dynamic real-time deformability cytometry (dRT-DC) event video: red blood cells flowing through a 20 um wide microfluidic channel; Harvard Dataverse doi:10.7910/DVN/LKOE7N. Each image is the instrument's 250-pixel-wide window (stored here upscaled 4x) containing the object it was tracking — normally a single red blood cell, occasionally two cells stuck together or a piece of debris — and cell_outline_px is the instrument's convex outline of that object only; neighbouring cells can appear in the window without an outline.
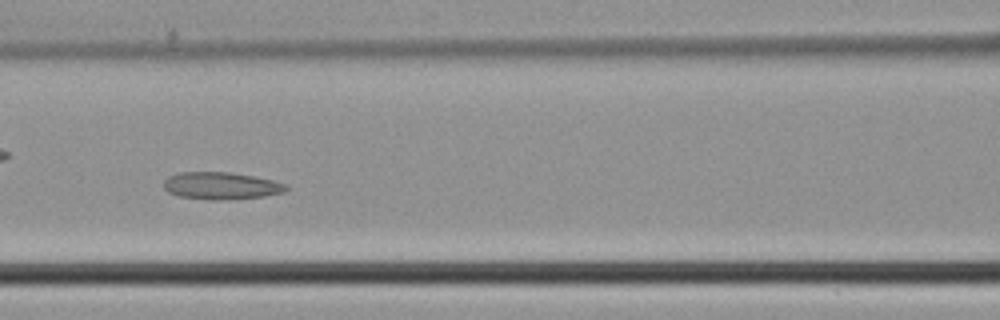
{"species": "common noctule bat (a hibernating species)", "species_latin": "Nyctalus noctula", "temperature_condition": "cold", "stored_images_in_passage": 47, "camera_frame_rate_fps": 3000, "um_per_image_px": 0.085, "animal": {"sex": "male", "body_mass_g": 21.5, "forearm_length_mm": 52.0}, "frame": {"image": 1, "passage_image": 21, "time_ms": 6.667, "image_size_px": [1000, 320], "cell_outline_px": [[288, 188], [284, 192], [264, 196], [236, 200], [212, 200], [180, 196], [168, 192], [164, 188], [164, 180], [168, 176], [180, 172], [228, 172], [252, 176], [272, 180], [288, 184]], "centroid_in_image_um": [18.81, 15.8], "position_along_channel_um": 147.8, "area_um2": 19.54}}
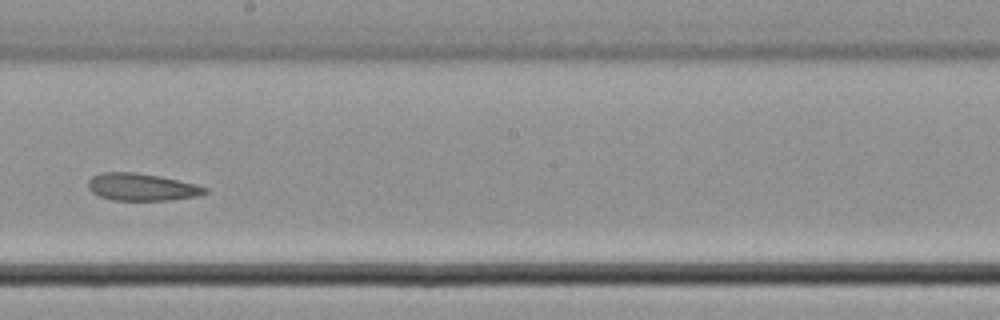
{"frame": {"image": 2, "passage_image": 27, "time_ms": 8.667, "image_size_px": [1000, 320], "cell_outline_px": [[208, 192], [200, 196], [172, 200], [112, 200], [100, 196], [92, 192], [88, 188], [88, 180], [92, 176], [100, 172], [136, 172], [160, 176], [196, 184], [208, 188]], "centroid_in_image_um": [12.06, 15.9], "position_along_channel_um": 236.1, "area_um2": 18.79}}
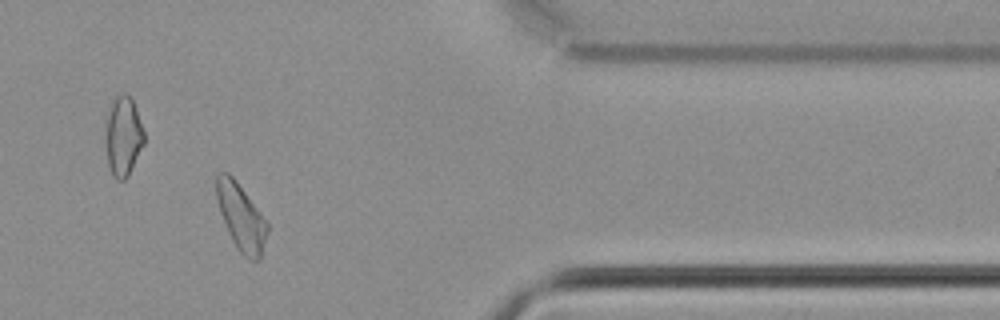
{"frame": {"image": 3, "passage_image": 39, "time_ms": 12.667, "image_size_px": [1000, 320], "cell_outline_px": [[268, 232], [260, 260], [252, 260], [244, 256], [236, 248], [228, 232], [220, 212], [216, 196], [216, 176], [220, 172], [228, 172], [236, 180], [268, 220]], "centroid_in_image_um": [20.52, 18.45], "position_along_channel_um": 390.9, "area_um2": 19.94}}